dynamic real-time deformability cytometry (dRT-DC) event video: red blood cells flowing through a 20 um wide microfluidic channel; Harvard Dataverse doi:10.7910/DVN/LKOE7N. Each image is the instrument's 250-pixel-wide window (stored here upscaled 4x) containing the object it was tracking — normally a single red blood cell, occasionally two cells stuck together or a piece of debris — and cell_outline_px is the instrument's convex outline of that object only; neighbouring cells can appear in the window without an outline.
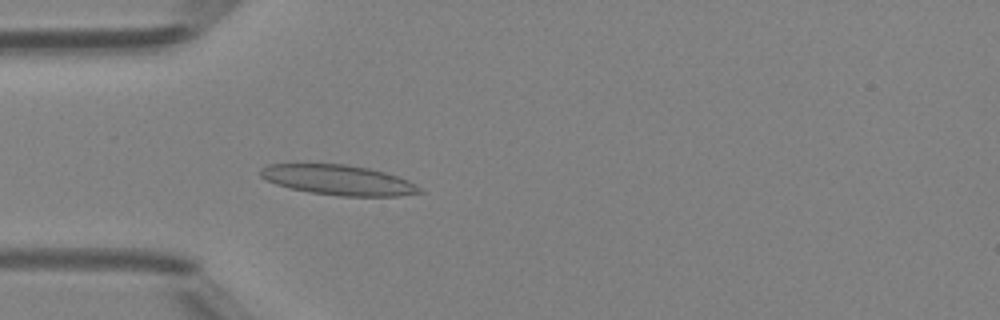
{"species": "Egyptian fruit bat (a non-hibernating species)", "species_latin": "Rousettus aegyptiacus", "temperature_condition": "room temperature", "stored_images_in_passage": 47, "camera_frame_rate_fps": 3000, "um_per_image_px": 0.085, "animal": {"sex": "female"}, "frame": {"image": 1, "passage_image": 13, "time_ms": 4.0, "image_size_px": [1000, 320], "cell_outline_px": [[424, 192], [400, 196], [340, 196], [312, 192], [292, 188], [276, 184], [260, 176], [260, 172], [268, 164], [344, 164], [368, 168], [384, 172], [408, 180], [420, 188]], "centroid_in_image_um": [28.8, 15.3], "position_along_channel_um": 56.2, "area_um2": 27.46}}
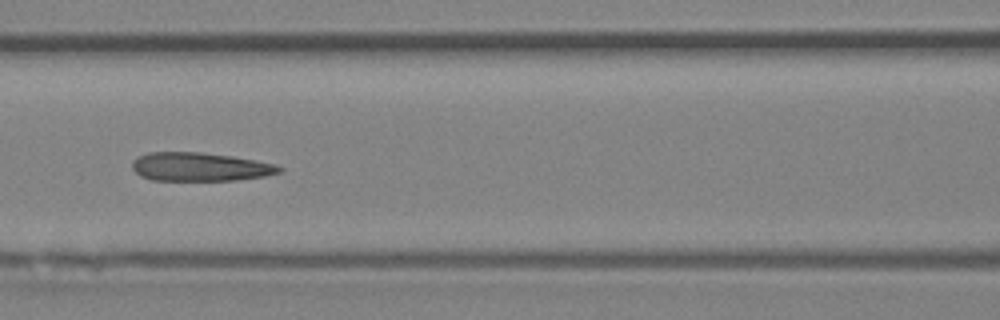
{"frame": {"image": 2, "passage_image": 20, "time_ms": 6.333, "image_size_px": [1000, 320], "cell_outline_px": [[284, 172], [264, 176], [236, 180], [152, 180], [140, 176], [132, 168], [132, 160], [148, 152], [200, 152], [232, 156], [256, 160], [276, 164], [284, 168]], "centroid_in_image_um": [17.03, 14.18], "position_along_channel_um": 149.6, "area_um2": 24.62}}
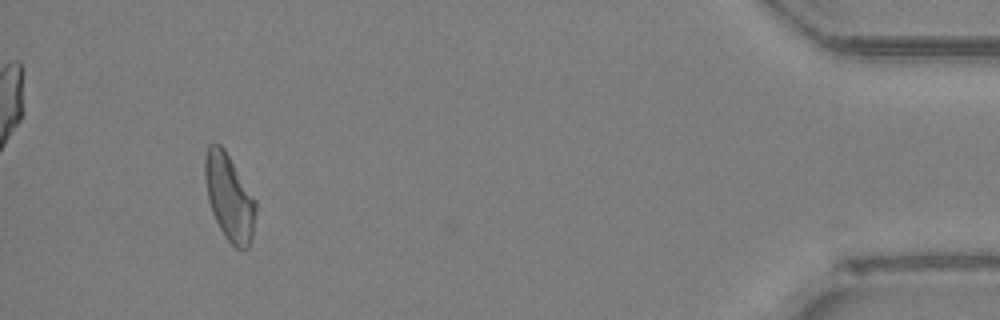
{"frame": {"image": 3, "passage_image": 44, "time_ms": 14.333, "image_size_px": [1000, 320], "cell_outline_px": [[256, 212], [252, 236], [248, 248], [236, 248], [224, 236], [212, 212], [208, 200], [204, 176], [204, 156], [208, 144], [220, 144], [224, 148], [256, 200]], "centroid_in_image_um": [19.47, 16.74], "position_along_channel_um": 415.7, "area_um2": 25.49}, "authors_computed_cell_mechanics": {"area_um2": 25.3742, "velocity_mm_per_s": 4.2011, "shape_relaxation_time_tau1_ms": null, "shape_relaxation_time_tau2_ms": 4.3785, "deformation_change_tau1": null, "deformation_change_tau2": 0.1532}}